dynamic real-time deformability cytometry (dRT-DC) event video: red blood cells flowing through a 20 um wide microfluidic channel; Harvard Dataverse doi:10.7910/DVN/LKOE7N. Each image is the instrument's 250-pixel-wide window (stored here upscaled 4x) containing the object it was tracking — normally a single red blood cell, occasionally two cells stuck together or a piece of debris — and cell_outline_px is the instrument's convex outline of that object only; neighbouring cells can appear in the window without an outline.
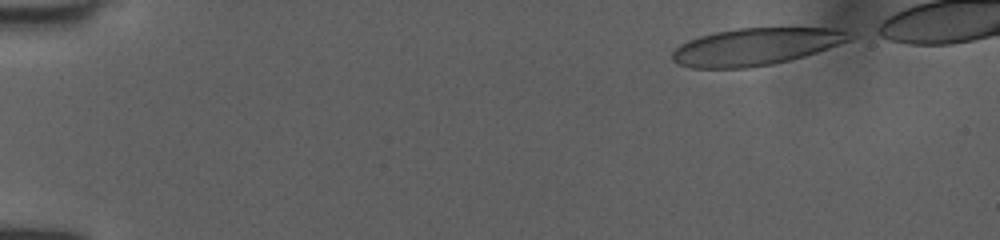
{"species": "human", "species_latin": "Homo sapiens", "temperature_condition": "room temperature", "stored_images_in_passage": 32, "camera_frame_rate_fps": 3000, "um_per_image_px": 0.085, "donor": {"sex": "female"}, "frame": {"image": 1, "passage_image": 1, "time_ms": 0.0, "image_size_px": [1000, 240], "cell_outline_px": [[856, 36], [848, 40], [816, 52], [804, 56], [772, 64], [744, 68], [692, 68], [676, 64], [672, 60], [672, 52], [680, 44], [688, 40], [700, 36], [716, 32], [740, 28], [840, 28]], "centroid_in_image_um": [64.19, 3.97], "position_along_channel_um": 20.8, "area_um2": 38.15}}
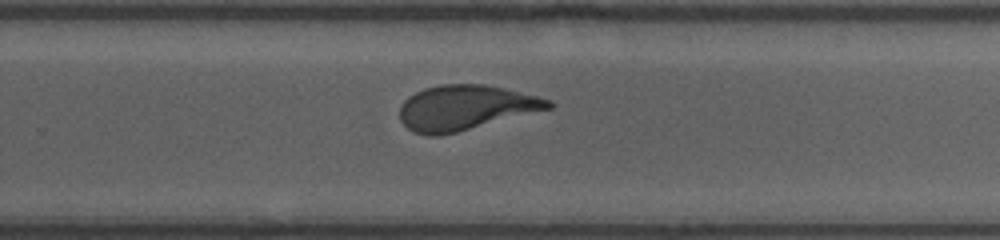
{"frame": {"image": 2, "passage_image": 18, "time_ms": 5.667, "image_size_px": [1000, 240], "cell_outline_px": [[556, 104], [552, 108], [440, 136], [428, 136], [412, 132], [400, 120], [400, 104], [408, 96], [424, 88], [440, 84], [484, 84], [536, 96], [552, 100]], "centroid_in_image_um": [39.53, 9.15], "position_along_channel_um": 290.3, "area_um2": 38.84}}
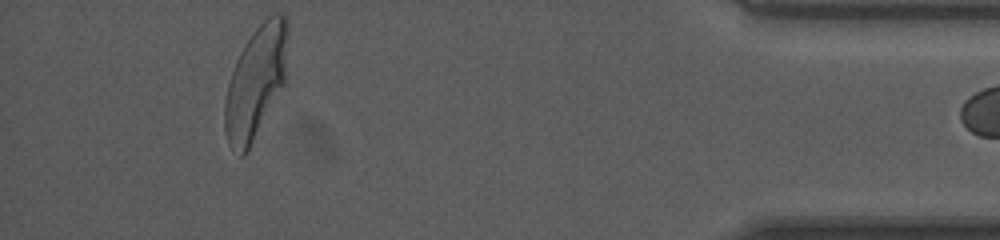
{"frame": {"image": 3, "passage_image": 31, "time_ms": 10.0, "image_size_px": [1000, 240], "cell_outline_px": [[288, 32], [284, 84], [248, 152], [244, 156], [240, 156], [228, 144], [224, 128], [224, 104], [228, 84], [236, 60], [240, 52], [256, 28], [272, 12], [284, 12], [288, 16]], "centroid_in_image_um": [21.75, 6.98], "position_along_channel_um": 413.5, "area_um2": 41.38}}